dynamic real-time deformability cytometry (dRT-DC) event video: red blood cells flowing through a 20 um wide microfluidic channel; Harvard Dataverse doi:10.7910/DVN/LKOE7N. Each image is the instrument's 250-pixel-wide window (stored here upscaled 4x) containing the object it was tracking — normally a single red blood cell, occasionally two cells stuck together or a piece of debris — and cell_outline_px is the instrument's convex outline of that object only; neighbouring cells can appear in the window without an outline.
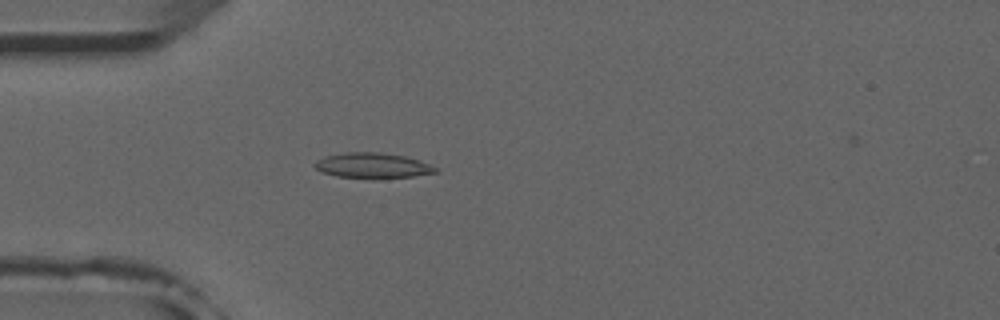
{"species": "common noctule bat (a hibernating species)", "species_latin": "Nyctalus noctula", "temperature_condition": "room temperature", "stored_images_in_passage": 40, "camera_frame_rate_fps": 3000, "um_per_image_px": 0.085, "animal": {"sex": "male", "forearm_length_mm": 52.5}, "frame": {"image": 1, "passage_image": 3, "time_ms": 0.667, "image_size_px": [1000, 320], "cell_outline_px": [[440, 172], [412, 176], [372, 180], [336, 176], [320, 172], [312, 164], [316, 160], [324, 156], [344, 152], [380, 152], [404, 156], [420, 160], [440, 168]], "centroid_in_image_um": [31.67, 14.09], "position_along_channel_um": 53.3, "area_um2": 18.5}}
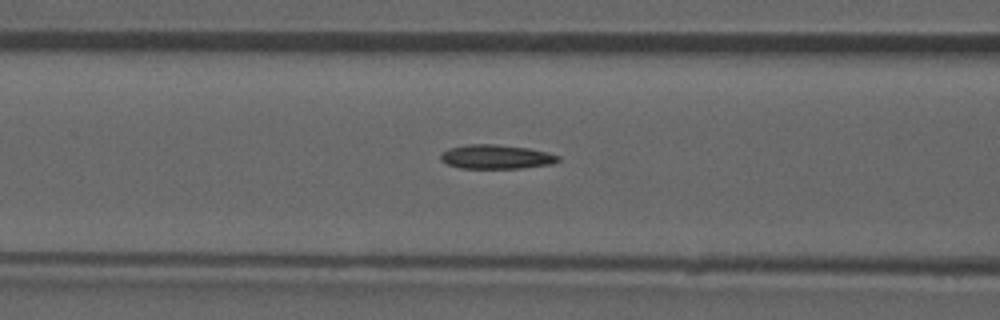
{"frame": {"image": 2, "passage_image": 9, "time_ms": 2.667, "image_size_px": [1000, 320], "cell_outline_px": [[560, 160], [552, 164], [520, 168], [460, 168], [448, 164], [440, 160], [440, 152], [448, 148], [468, 144], [496, 144], [528, 148], [548, 152], [560, 156]], "centroid_in_image_um": [42.16, 13.32], "position_along_channel_um": 124.4, "area_um2": 16.65}}
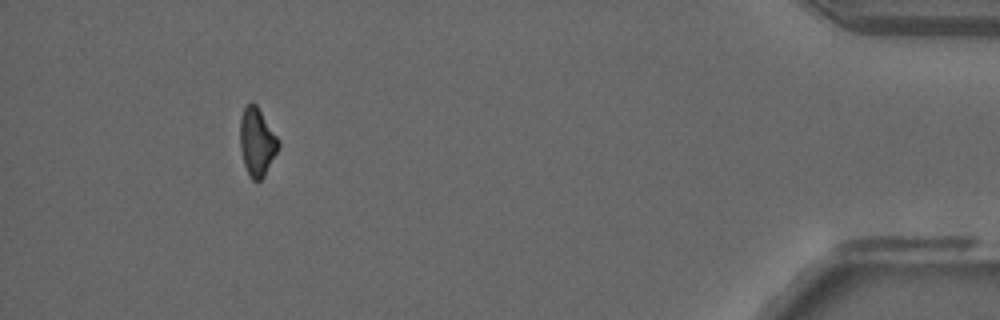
{"frame": {"image": 3, "passage_image": 36, "time_ms": 11.667, "image_size_px": [1000, 320], "cell_outline_px": [[280, 144], [264, 176], [260, 180], [252, 180], [248, 176], [244, 164], [240, 148], [240, 120], [244, 108], [248, 104], [256, 104], [280, 140]], "centroid_in_image_um": [21.84, 12.08], "position_along_channel_um": 413.4, "area_um2": 15.09}}